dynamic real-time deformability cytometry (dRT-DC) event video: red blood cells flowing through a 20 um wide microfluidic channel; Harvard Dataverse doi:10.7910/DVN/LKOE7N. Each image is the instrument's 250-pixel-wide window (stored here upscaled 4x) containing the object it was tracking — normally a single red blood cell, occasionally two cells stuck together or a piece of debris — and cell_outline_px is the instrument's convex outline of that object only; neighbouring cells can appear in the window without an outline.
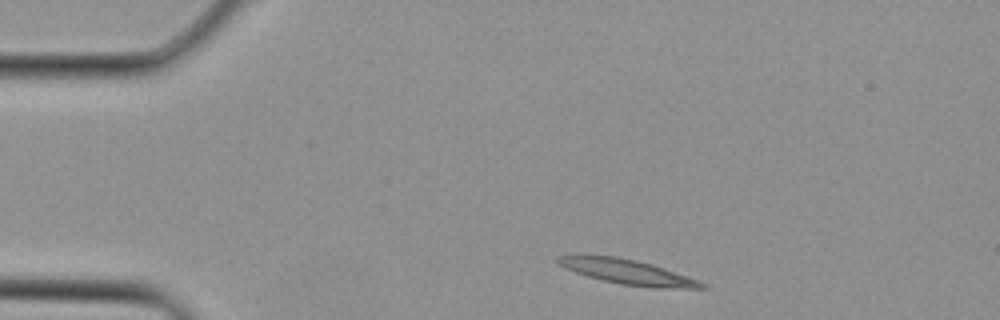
{"species": "Egyptian fruit bat (a non-hibernating species)", "species_latin": "Rousettus aegyptiacus", "temperature_condition": "cold", "stored_images_in_passage": 2, "camera_frame_rate_fps": 3000, "um_per_image_px": 0.085, "animal": {"sex": "female"}, "frame": {"image": 1, "passage_image": 1, "time_ms": 0.0, "image_size_px": [1000, 320], "cell_outline_px": [[708, 288], [656, 288], [620, 284], [588, 276], [564, 268], [556, 260], [556, 256], [580, 252], [616, 256], [636, 260], [652, 264], [664, 268], [708, 284]], "centroid_in_image_um": [53.24, 23.06], "position_along_channel_um": 31.8, "area_um2": 21.27}}